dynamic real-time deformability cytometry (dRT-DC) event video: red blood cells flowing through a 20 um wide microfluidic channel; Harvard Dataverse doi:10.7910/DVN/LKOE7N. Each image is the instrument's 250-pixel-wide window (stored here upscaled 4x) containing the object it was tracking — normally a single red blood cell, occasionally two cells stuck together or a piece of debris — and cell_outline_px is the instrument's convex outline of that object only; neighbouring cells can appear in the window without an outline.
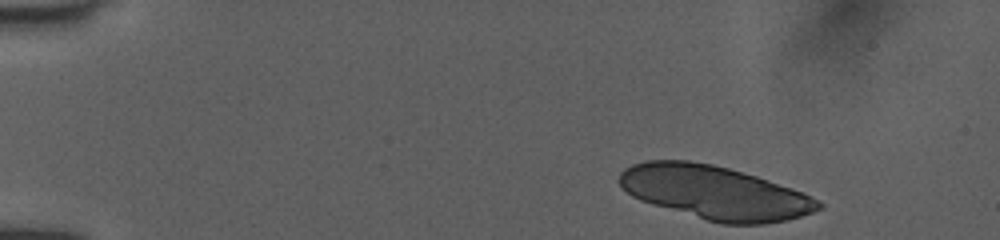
{"species": "human", "species_latin": "Homo sapiens", "temperature_condition": "room temperature", "stored_images_in_passage": 44, "segment_of_instrument_passage": [1, 2], "camera_frame_rate_fps": 3000, "um_per_image_px": 0.085, "donor": {"sex": "female"}, "frame": {"image": 1, "passage_image": 1, "time_ms": 0.0, "image_size_px": [1000, 240], "cell_outline_px": [[824, 204], [820, 208], [812, 212], [788, 220], [764, 224], [720, 224], [652, 204], [640, 200], [632, 196], [616, 180], [620, 172], [624, 168], [632, 164], [648, 160], [688, 160], [712, 164], [728, 168], [756, 176], [804, 192], [820, 200]], "centroid_in_image_um": [60.75, 16.36], "position_along_channel_um": 24.2, "area_um2": 62.14}}